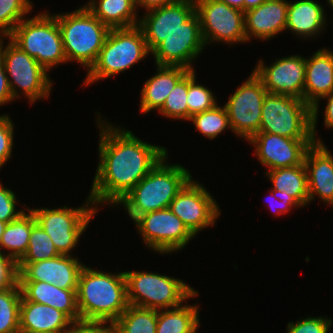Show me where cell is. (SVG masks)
Segmentation results:
<instances>
[{
    "label": "cell",
    "instance_id": "obj_9",
    "mask_svg": "<svg viewBox=\"0 0 333 333\" xmlns=\"http://www.w3.org/2000/svg\"><path fill=\"white\" fill-rule=\"evenodd\" d=\"M259 132L293 139H314L312 107L292 96L267 93L262 105Z\"/></svg>",
    "mask_w": 333,
    "mask_h": 333
},
{
    "label": "cell",
    "instance_id": "obj_27",
    "mask_svg": "<svg viewBox=\"0 0 333 333\" xmlns=\"http://www.w3.org/2000/svg\"><path fill=\"white\" fill-rule=\"evenodd\" d=\"M84 5L110 29L129 28L139 24L135 0H89Z\"/></svg>",
    "mask_w": 333,
    "mask_h": 333
},
{
    "label": "cell",
    "instance_id": "obj_23",
    "mask_svg": "<svg viewBox=\"0 0 333 333\" xmlns=\"http://www.w3.org/2000/svg\"><path fill=\"white\" fill-rule=\"evenodd\" d=\"M22 299L49 305L65 313L73 322L80 321L77 289H63L43 281H18Z\"/></svg>",
    "mask_w": 333,
    "mask_h": 333
},
{
    "label": "cell",
    "instance_id": "obj_29",
    "mask_svg": "<svg viewBox=\"0 0 333 333\" xmlns=\"http://www.w3.org/2000/svg\"><path fill=\"white\" fill-rule=\"evenodd\" d=\"M27 208L19 218L7 223L0 241V252L14 259L17 263L25 255L32 227L37 223L32 211ZM8 252L5 253L3 251ZM10 251V252H9Z\"/></svg>",
    "mask_w": 333,
    "mask_h": 333
},
{
    "label": "cell",
    "instance_id": "obj_15",
    "mask_svg": "<svg viewBox=\"0 0 333 333\" xmlns=\"http://www.w3.org/2000/svg\"><path fill=\"white\" fill-rule=\"evenodd\" d=\"M193 177L171 201L169 209L197 236L203 229L214 226L221 215L213 195Z\"/></svg>",
    "mask_w": 333,
    "mask_h": 333
},
{
    "label": "cell",
    "instance_id": "obj_7",
    "mask_svg": "<svg viewBox=\"0 0 333 333\" xmlns=\"http://www.w3.org/2000/svg\"><path fill=\"white\" fill-rule=\"evenodd\" d=\"M7 38L48 72L57 65L68 63L57 19L48 11L24 18Z\"/></svg>",
    "mask_w": 333,
    "mask_h": 333
},
{
    "label": "cell",
    "instance_id": "obj_35",
    "mask_svg": "<svg viewBox=\"0 0 333 333\" xmlns=\"http://www.w3.org/2000/svg\"><path fill=\"white\" fill-rule=\"evenodd\" d=\"M32 9L31 0H0V37H8Z\"/></svg>",
    "mask_w": 333,
    "mask_h": 333
},
{
    "label": "cell",
    "instance_id": "obj_14",
    "mask_svg": "<svg viewBox=\"0 0 333 333\" xmlns=\"http://www.w3.org/2000/svg\"><path fill=\"white\" fill-rule=\"evenodd\" d=\"M205 48L200 18L195 12L181 27L169 34L152 52L155 65L194 70L192 62Z\"/></svg>",
    "mask_w": 333,
    "mask_h": 333
},
{
    "label": "cell",
    "instance_id": "obj_36",
    "mask_svg": "<svg viewBox=\"0 0 333 333\" xmlns=\"http://www.w3.org/2000/svg\"><path fill=\"white\" fill-rule=\"evenodd\" d=\"M188 72L177 82L163 107L158 111L165 118L188 121Z\"/></svg>",
    "mask_w": 333,
    "mask_h": 333
},
{
    "label": "cell",
    "instance_id": "obj_25",
    "mask_svg": "<svg viewBox=\"0 0 333 333\" xmlns=\"http://www.w3.org/2000/svg\"><path fill=\"white\" fill-rule=\"evenodd\" d=\"M73 321L63 312L32 301H21L19 328L39 333H64Z\"/></svg>",
    "mask_w": 333,
    "mask_h": 333
},
{
    "label": "cell",
    "instance_id": "obj_33",
    "mask_svg": "<svg viewBox=\"0 0 333 333\" xmlns=\"http://www.w3.org/2000/svg\"><path fill=\"white\" fill-rule=\"evenodd\" d=\"M188 121H191L195 129L210 140L215 139L226 129L231 130L226 108L218 104L210 110L191 116Z\"/></svg>",
    "mask_w": 333,
    "mask_h": 333
},
{
    "label": "cell",
    "instance_id": "obj_26",
    "mask_svg": "<svg viewBox=\"0 0 333 333\" xmlns=\"http://www.w3.org/2000/svg\"><path fill=\"white\" fill-rule=\"evenodd\" d=\"M157 66V72L150 77L141 89L140 112L160 110L177 82L189 71L179 66Z\"/></svg>",
    "mask_w": 333,
    "mask_h": 333
},
{
    "label": "cell",
    "instance_id": "obj_19",
    "mask_svg": "<svg viewBox=\"0 0 333 333\" xmlns=\"http://www.w3.org/2000/svg\"><path fill=\"white\" fill-rule=\"evenodd\" d=\"M333 92V50L318 49L306 58L304 101L312 107V133L315 143H323L317 134L319 101Z\"/></svg>",
    "mask_w": 333,
    "mask_h": 333
},
{
    "label": "cell",
    "instance_id": "obj_47",
    "mask_svg": "<svg viewBox=\"0 0 333 333\" xmlns=\"http://www.w3.org/2000/svg\"><path fill=\"white\" fill-rule=\"evenodd\" d=\"M244 12V0H218Z\"/></svg>",
    "mask_w": 333,
    "mask_h": 333
},
{
    "label": "cell",
    "instance_id": "obj_20",
    "mask_svg": "<svg viewBox=\"0 0 333 333\" xmlns=\"http://www.w3.org/2000/svg\"><path fill=\"white\" fill-rule=\"evenodd\" d=\"M83 263L73 255L60 254L33 263H18V281H43L63 289H77Z\"/></svg>",
    "mask_w": 333,
    "mask_h": 333
},
{
    "label": "cell",
    "instance_id": "obj_31",
    "mask_svg": "<svg viewBox=\"0 0 333 333\" xmlns=\"http://www.w3.org/2000/svg\"><path fill=\"white\" fill-rule=\"evenodd\" d=\"M113 324L116 333H156L157 310L129 305Z\"/></svg>",
    "mask_w": 333,
    "mask_h": 333
},
{
    "label": "cell",
    "instance_id": "obj_32",
    "mask_svg": "<svg viewBox=\"0 0 333 333\" xmlns=\"http://www.w3.org/2000/svg\"><path fill=\"white\" fill-rule=\"evenodd\" d=\"M22 293L19 283L12 288L0 290V333H16Z\"/></svg>",
    "mask_w": 333,
    "mask_h": 333
},
{
    "label": "cell",
    "instance_id": "obj_18",
    "mask_svg": "<svg viewBox=\"0 0 333 333\" xmlns=\"http://www.w3.org/2000/svg\"><path fill=\"white\" fill-rule=\"evenodd\" d=\"M196 12L194 0H175L146 11L139 17L148 49L152 52L169 34L181 27Z\"/></svg>",
    "mask_w": 333,
    "mask_h": 333
},
{
    "label": "cell",
    "instance_id": "obj_37",
    "mask_svg": "<svg viewBox=\"0 0 333 333\" xmlns=\"http://www.w3.org/2000/svg\"><path fill=\"white\" fill-rule=\"evenodd\" d=\"M214 93L204 85L197 84L195 69L188 71V120L191 116L210 110L217 105Z\"/></svg>",
    "mask_w": 333,
    "mask_h": 333
},
{
    "label": "cell",
    "instance_id": "obj_13",
    "mask_svg": "<svg viewBox=\"0 0 333 333\" xmlns=\"http://www.w3.org/2000/svg\"><path fill=\"white\" fill-rule=\"evenodd\" d=\"M205 46L247 42L244 12L218 0H194Z\"/></svg>",
    "mask_w": 333,
    "mask_h": 333
},
{
    "label": "cell",
    "instance_id": "obj_48",
    "mask_svg": "<svg viewBox=\"0 0 333 333\" xmlns=\"http://www.w3.org/2000/svg\"><path fill=\"white\" fill-rule=\"evenodd\" d=\"M266 0H244V12H246L249 9L258 7L262 3H264Z\"/></svg>",
    "mask_w": 333,
    "mask_h": 333
},
{
    "label": "cell",
    "instance_id": "obj_40",
    "mask_svg": "<svg viewBox=\"0 0 333 333\" xmlns=\"http://www.w3.org/2000/svg\"><path fill=\"white\" fill-rule=\"evenodd\" d=\"M12 189L3 186L0 182V220L9 223L19 218L27 210L17 209L18 200ZM18 210V211H17Z\"/></svg>",
    "mask_w": 333,
    "mask_h": 333
},
{
    "label": "cell",
    "instance_id": "obj_6",
    "mask_svg": "<svg viewBox=\"0 0 333 333\" xmlns=\"http://www.w3.org/2000/svg\"><path fill=\"white\" fill-rule=\"evenodd\" d=\"M124 275L128 304L132 306L157 311L172 309L199 295L183 280L157 272L124 271Z\"/></svg>",
    "mask_w": 333,
    "mask_h": 333
},
{
    "label": "cell",
    "instance_id": "obj_5",
    "mask_svg": "<svg viewBox=\"0 0 333 333\" xmlns=\"http://www.w3.org/2000/svg\"><path fill=\"white\" fill-rule=\"evenodd\" d=\"M150 53L142 29L138 25L112 28L95 64L87 72L83 85L87 86L118 75L144 60Z\"/></svg>",
    "mask_w": 333,
    "mask_h": 333
},
{
    "label": "cell",
    "instance_id": "obj_11",
    "mask_svg": "<svg viewBox=\"0 0 333 333\" xmlns=\"http://www.w3.org/2000/svg\"><path fill=\"white\" fill-rule=\"evenodd\" d=\"M133 223L145 246L163 255L182 250L195 237L169 208L143 214Z\"/></svg>",
    "mask_w": 333,
    "mask_h": 333
},
{
    "label": "cell",
    "instance_id": "obj_10",
    "mask_svg": "<svg viewBox=\"0 0 333 333\" xmlns=\"http://www.w3.org/2000/svg\"><path fill=\"white\" fill-rule=\"evenodd\" d=\"M36 222L49 235L57 251L63 255H71L76 248L81 235L93 220L98 209L95 208L89 195L84 205L70 208L64 205L60 208H29Z\"/></svg>",
    "mask_w": 333,
    "mask_h": 333
},
{
    "label": "cell",
    "instance_id": "obj_21",
    "mask_svg": "<svg viewBox=\"0 0 333 333\" xmlns=\"http://www.w3.org/2000/svg\"><path fill=\"white\" fill-rule=\"evenodd\" d=\"M314 143L304 158L307 172L309 203L320 198L324 204L333 207V155L324 145Z\"/></svg>",
    "mask_w": 333,
    "mask_h": 333
},
{
    "label": "cell",
    "instance_id": "obj_34",
    "mask_svg": "<svg viewBox=\"0 0 333 333\" xmlns=\"http://www.w3.org/2000/svg\"><path fill=\"white\" fill-rule=\"evenodd\" d=\"M60 255L49 235L36 223L31 229L29 245L18 263H33Z\"/></svg>",
    "mask_w": 333,
    "mask_h": 333
},
{
    "label": "cell",
    "instance_id": "obj_2",
    "mask_svg": "<svg viewBox=\"0 0 333 333\" xmlns=\"http://www.w3.org/2000/svg\"><path fill=\"white\" fill-rule=\"evenodd\" d=\"M76 296L81 321L114 323L129 306L123 271L115 274L85 265Z\"/></svg>",
    "mask_w": 333,
    "mask_h": 333
},
{
    "label": "cell",
    "instance_id": "obj_22",
    "mask_svg": "<svg viewBox=\"0 0 333 333\" xmlns=\"http://www.w3.org/2000/svg\"><path fill=\"white\" fill-rule=\"evenodd\" d=\"M289 1L266 0L258 7L244 12L247 42L252 38L270 40L286 29Z\"/></svg>",
    "mask_w": 333,
    "mask_h": 333
},
{
    "label": "cell",
    "instance_id": "obj_45",
    "mask_svg": "<svg viewBox=\"0 0 333 333\" xmlns=\"http://www.w3.org/2000/svg\"><path fill=\"white\" fill-rule=\"evenodd\" d=\"M327 101V105L324 109V125L327 128L333 129V92L321 98Z\"/></svg>",
    "mask_w": 333,
    "mask_h": 333
},
{
    "label": "cell",
    "instance_id": "obj_3",
    "mask_svg": "<svg viewBox=\"0 0 333 333\" xmlns=\"http://www.w3.org/2000/svg\"><path fill=\"white\" fill-rule=\"evenodd\" d=\"M166 159L168 154L116 204L123 205L132 221L143 214L169 208L192 178L187 168L176 163L172 165Z\"/></svg>",
    "mask_w": 333,
    "mask_h": 333
},
{
    "label": "cell",
    "instance_id": "obj_44",
    "mask_svg": "<svg viewBox=\"0 0 333 333\" xmlns=\"http://www.w3.org/2000/svg\"><path fill=\"white\" fill-rule=\"evenodd\" d=\"M13 95L9 85V80L5 72L3 62L0 59V106L12 101Z\"/></svg>",
    "mask_w": 333,
    "mask_h": 333
},
{
    "label": "cell",
    "instance_id": "obj_42",
    "mask_svg": "<svg viewBox=\"0 0 333 333\" xmlns=\"http://www.w3.org/2000/svg\"><path fill=\"white\" fill-rule=\"evenodd\" d=\"M64 333H116L111 322L77 321L73 322Z\"/></svg>",
    "mask_w": 333,
    "mask_h": 333
},
{
    "label": "cell",
    "instance_id": "obj_16",
    "mask_svg": "<svg viewBox=\"0 0 333 333\" xmlns=\"http://www.w3.org/2000/svg\"><path fill=\"white\" fill-rule=\"evenodd\" d=\"M253 72L262 80L268 93L304 100L306 58L298 54L276 59L270 66L259 60Z\"/></svg>",
    "mask_w": 333,
    "mask_h": 333
},
{
    "label": "cell",
    "instance_id": "obj_4",
    "mask_svg": "<svg viewBox=\"0 0 333 333\" xmlns=\"http://www.w3.org/2000/svg\"><path fill=\"white\" fill-rule=\"evenodd\" d=\"M53 15L60 28L67 62L77 61L88 72L95 64L110 28L85 5L69 13Z\"/></svg>",
    "mask_w": 333,
    "mask_h": 333
},
{
    "label": "cell",
    "instance_id": "obj_51",
    "mask_svg": "<svg viewBox=\"0 0 333 333\" xmlns=\"http://www.w3.org/2000/svg\"><path fill=\"white\" fill-rule=\"evenodd\" d=\"M327 2L330 5V7H332V9H333V0H327Z\"/></svg>",
    "mask_w": 333,
    "mask_h": 333
},
{
    "label": "cell",
    "instance_id": "obj_30",
    "mask_svg": "<svg viewBox=\"0 0 333 333\" xmlns=\"http://www.w3.org/2000/svg\"><path fill=\"white\" fill-rule=\"evenodd\" d=\"M186 303V304H185ZM197 304L157 311L156 333H196L200 325Z\"/></svg>",
    "mask_w": 333,
    "mask_h": 333
},
{
    "label": "cell",
    "instance_id": "obj_24",
    "mask_svg": "<svg viewBox=\"0 0 333 333\" xmlns=\"http://www.w3.org/2000/svg\"><path fill=\"white\" fill-rule=\"evenodd\" d=\"M326 17L323 5L316 0L289 1L285 30H290L302 40L314 38L326 30L328 24Z\"/></svg>",
    "mask_w": 333,
    "mask_h": 333
},
{
    "label": "cell",
    "instance_id": "obj_49",
    "mask_svg": "<svg viewBox=\"0 0 333 333\" xmlns=\"http://www.w3.org/2000/svg\"><path fill=\"white\" fill-rule=\"evenodd\" d=\"M7 223L6 222H3L0 220V241H1V238H2V234L5 230V227H6Z\"/></svg>",
    "mask_w": 333,
    "mask_h": 333
},
{
    "label": "cell",
    "instance_id": "obj_43",
    "mask_svg": "<svg viewBox=\"0 0 333 333\" xmlns=\"http://www.w3.org/2000/svg\"><path fill=\"white\" fill-rule=\"evenodd\" d=\"M269 193L271 196L270 198L271 199L274 198V200H275L274 203H272L273 199L270 201L269 207H271L272 210L274 211L273 213H275L277 215L289 213V210H291V208H293V207H295V208L302 207L292 196L285 193V191L281 192L278 190H271ZM275 203H277L276 207H275Z\"/></svg>",
    "mask_w": 333,
    "mask_h": 333
},
{
    "label": "cell",
    "instance_id": "obj_12",
    "mask_svg": "<svg viewBox=\"0 0 333 333\" xmlns=\"http://www.w3.org/2000/svg\"><path fill=\"white\" fill-rule=\"evenodd\" d=\"M267 93L262 80L252 71L248 79L230 95L224 106L231 131L236 136L248 141L259 132L262 105Z\"/></svg>",
    "mask_w": 333,
    "mask_h": 333
},
{
    "label": "cell",
    "instance_id": "obj_17",
    "mask_svg": "<svg viewBox=\"0 0 333 333\" xmlns=\"http://www.w3.org/2000/svg\"><path fill=\"white\" fill-rule=\"evenodd\" d=\"M248 141L268 171L303 164L307 150L315 143L314 139H293L266 132H257Z\"/></svg>",
    "mask_w": 333,
    "mask_h": 333
},
{
    "label": "cell",
    "instance_id": "obj_46",
    "mask_svg": "<svg viewBox=\"0 0 333 333\" xmlns=\"http://www.w3.org/2000/svg\"><path fill=\"white\" fill-rule=\"evenodd\" d=\"M135 1H136L137 9L139 6L141 8H144L145 11L146 10L148 11V10L169 4L175 0H135Z\"/></svg>",
    "mask_w": 333,
    "mask_h": 333
},
{
    "label": "cell",
    "instance_id": "obj_41",
    "mask_svg": "<svg viewBox=\"0 0 333 333\" xmlns=\"http://www.w3.org/2000/svg\"><path fill=\"white\" fill-rule=\"evenodd\" d=\"M18 284V263L0 252V290L12 288Z\"/></svg>",
    "mask_w": 333,
    "mask_h": 333
},
{
    "label": "cell",
    "instance_id": "obj_28",
    "mask_svg": "<svg viewBox=\"0 0 333 333\" xmlns=\"http://www.w3.org/2000/svg\"><path fill=\"white\" fill-rule=\"evenodd\" d=\"M265 176L270 179L273 185L271 190L285 191L302 208L309 205L308 180L304 163L294 167L266 170Z\"/></svg>",
    "mask_w": 333,
    "mask_h": 333
},
{
    "label": "cell",
    "instance_id": "obj_38",
    "mask_svg": "<svg viewBox=\"0 0 333 333\" xmlns=\"http://www.w3.org/2000/svg\"><path fill=\"white\" fill-rule=\"evenodd\" d=\"M332 319L323 316H308L296 322H288L286 333H328Z\"/></svg>",
    "mask_w": 333,
    "mask_h": 333
},
{
    "label": "cell",
    "instance_id": "obj_39",
    "mask_svg": "<svg viewBox=\"0 0 333 333\" xmlns=\"http://www.w3.org/2000/svg\"><path fill=\"white\" fill-rule=\"evenodd\" d=\"M14 146V123L7 114H0V171L12 156Z\"/></svg>",
    "mask_w": 333,
    "mask_h": 333
},
{
    "label": "cell",
    "instance_id": "obj_8",
    "mask_svg": "<svg viewBox=\"0 0 333 333\" xmlns=\"http://www.w3.org/2000/svg\"><path fill=\"white\" fill-rule=\"evenodd\" d=\"M4 39L7 37H0V59L3 62L14 101L21 98V91L31 105L42 98L47 99L53 87V80L49 78L48 71L9 38L7 39L9 42L5 45Z\"/></svg>",
    "mask_w": 333,
    "mask_h": 333
},
{
    "label": "cell",
    "instance_id": "obj_1",
    "mask_svg": "<svg viewBox=\"0 0 333 333\" xmlns=\"http://www.w3.org/2000/svg\"><path fill=\"white\" fill-rule=\"evenodd\" d=\"M97 115L99 163L89 193L95 208L116 206L168 154L166 147L144 142Z\"/></svg>",
    "mask_w": 333,
    "mask_h": 333
},
{
    "label": "cell",
    "instance_id": "obj_50",
    "mask_svg": "<svg viewBox=\"0 0 333 333\" xmlns=\"http://www.w3.org/2000/svg\"><path fill=\"white\" fill-rule=\"evenodd\" d=\"M16 333H39V332H32L28 330L19 329Z\"/></svg>",
    "mask_w": 333,
    "mask_h": 333
}]
</instances>
